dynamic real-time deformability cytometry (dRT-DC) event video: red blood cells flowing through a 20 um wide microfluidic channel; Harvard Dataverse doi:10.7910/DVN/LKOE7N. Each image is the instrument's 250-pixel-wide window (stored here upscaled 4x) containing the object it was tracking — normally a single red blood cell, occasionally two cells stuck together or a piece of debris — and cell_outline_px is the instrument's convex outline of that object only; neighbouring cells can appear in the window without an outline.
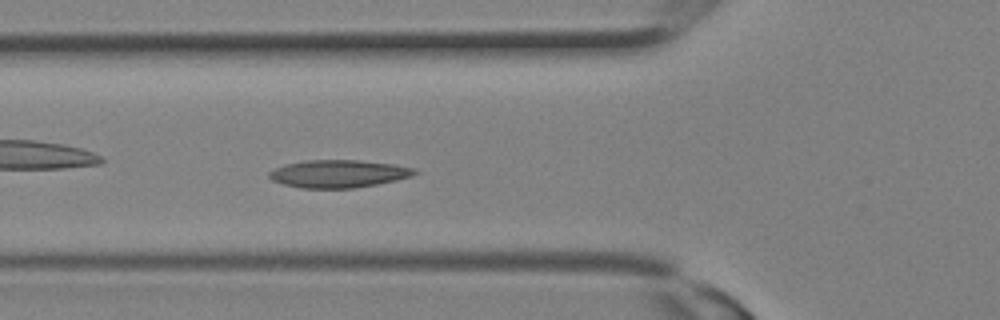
{"species": "Egyptian fruit bat (a non-hibernating species)", "species_latin": "Rousettus aegyptiacus", "temperature_condition": "room temperature", "stored_images_in_passage": 2, "camera_frame_rate_fps": 3000, "um_per_image_px": 0.085, "animal": {"sex": "female"}, "frame": {"image": 1, "passage_image": 2, "time_ms": 0.333, "image_size_px": [1000, 320], "cell_outline_px": [[420, 172], [412, 176], [396, 180], [376, 184], [352, 188], [300, 188], [284, 184], [272, 180], [268, 176], [268, 172], [284, 164], [304, 160], [360, 160], [396, 164], [412, 168]], "centroid_in_image_um": [28.77, 14.76], "position_along_channel_um": 97.0, "area_um2": 23.52}}